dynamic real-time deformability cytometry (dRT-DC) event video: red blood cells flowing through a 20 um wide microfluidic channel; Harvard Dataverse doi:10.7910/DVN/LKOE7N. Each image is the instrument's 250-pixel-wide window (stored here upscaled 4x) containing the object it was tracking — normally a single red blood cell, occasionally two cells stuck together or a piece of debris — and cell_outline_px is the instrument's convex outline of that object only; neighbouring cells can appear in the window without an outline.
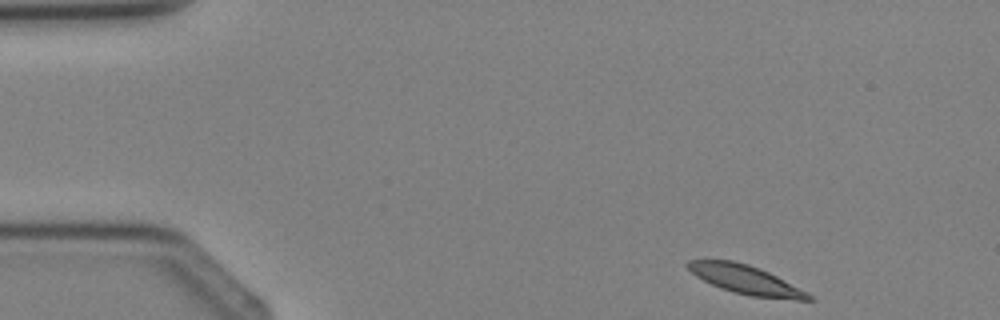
{"species": "Egyptian fruit bat (a non-hibernating species)", "species_latin": "Rousettus aegyptiacus", "temperature_condition": "cold", "stored_images_in_passage": 3, "camera_frame_rate_fps": 3000, "um_per_image_px": 0.085, "animal": {"sex": "female"}, "frame": {"image": 1, "passage_image": 1, "time_ms": 0.0, "image_size_px": [1000, 320], "cell_outline_px": [[816, 300], [796, 300], [752, 296], [732, 292], [720, 288], [696, 276], [684, 264], [688, 260], [732, 260], [748, 264], [760, 268], [808, 292]], "centroid_in_image_um": [63.39, 23.77], "position_along_channel_um": 21.6, "area_um2": 20.23}}
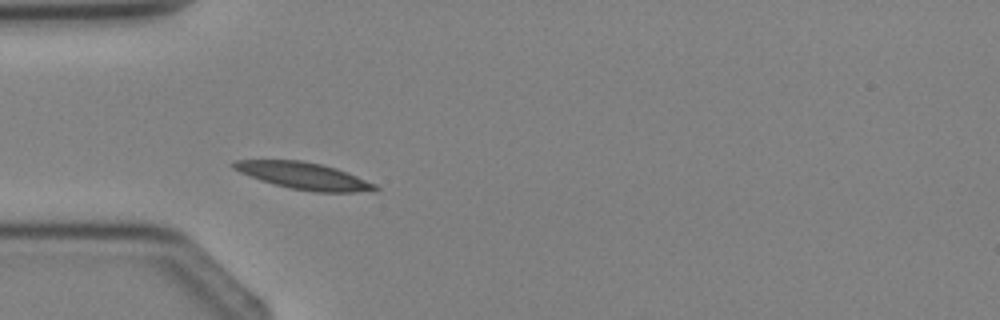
{"frame": {"image": 2, "passage_image": 3, "time_ms": 2.333, "image_size_px": [1000, 320], "cell_outline_px": [[380, 188], [372, 192], [316, 192], [292, 188], [260, 180], [240, 172], [232, 168], [228, 164], [236, 160], [300, 160], [320, 164], [336, 168], [348, 172], [376, 184]], "centroid_in_image_um": [25.85, 14.94], "position_along_channel_um": 59.2, "area_um2": 22.14}}